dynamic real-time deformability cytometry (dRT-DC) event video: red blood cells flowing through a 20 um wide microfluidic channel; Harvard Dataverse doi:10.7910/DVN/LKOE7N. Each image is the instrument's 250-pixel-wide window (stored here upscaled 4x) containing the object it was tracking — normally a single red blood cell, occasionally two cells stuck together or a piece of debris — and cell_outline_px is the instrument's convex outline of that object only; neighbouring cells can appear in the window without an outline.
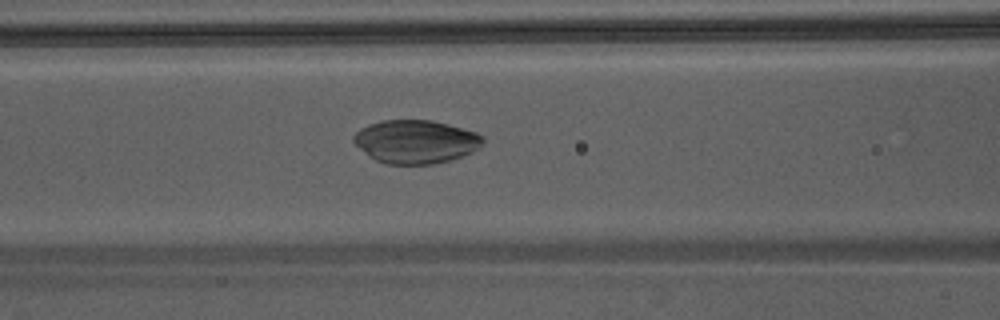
{"species": "Egyptian fruit bat (a non-hibernating species)", "species_latin": "Rousettus aegyptiacus", "temperature_condition": "warm", "stored_images_in_passage": 34, "camera_frame_rate_fps": 3000, "um_per_image_px": 0.085, "animal": {"sex": "male"}, "frame": {"image": 1, "passage_image": 8, "time_ms": 2.333, "image_size_px": [1000, 320], "cell_outline_px": [[484, 140], [480, 148], [472, 152], [448, 160], [432, 164], [384, 164], [368, 156], [352, 140], [352, 136], [360, 128], [368, 124], [380, 120], [432, 120], [448, 124], [476, 132], [484, 136]], "centroid_in_image_um": [35.32, 12.03], "position_along_channel_um": 131.3, "area_um2": 32.77}}
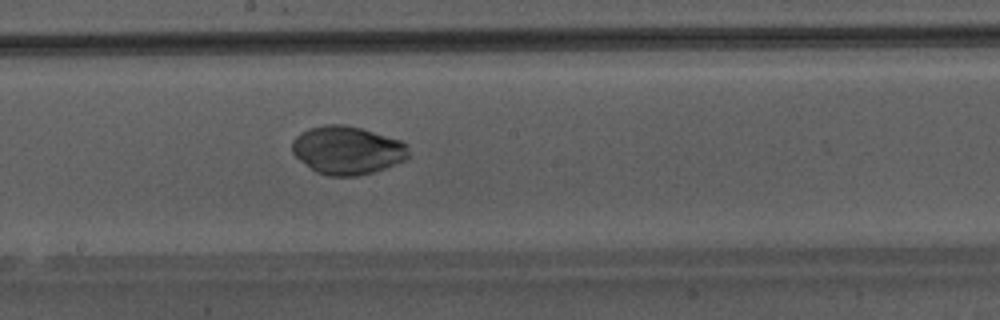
{"frame": {"image": 2, "passage_image": 14, "time_ms": 4.333, "image_size_px": [1000, 320], "cell_outline_px": [[408, 156], [404, 160], [384, 168], [372, 172], [356, 176], [328, 176], [316, 172], [300, 160], [292, 152], [292, 140], [300, 132], [308, 128], [324, 124], [344, 124], [360, 128], [400, 140], [408, 144]], "centroid_in_image_um": [29.49, 12.76], "position_along_channel_um": 218.7, "area_um2": 32.66}}
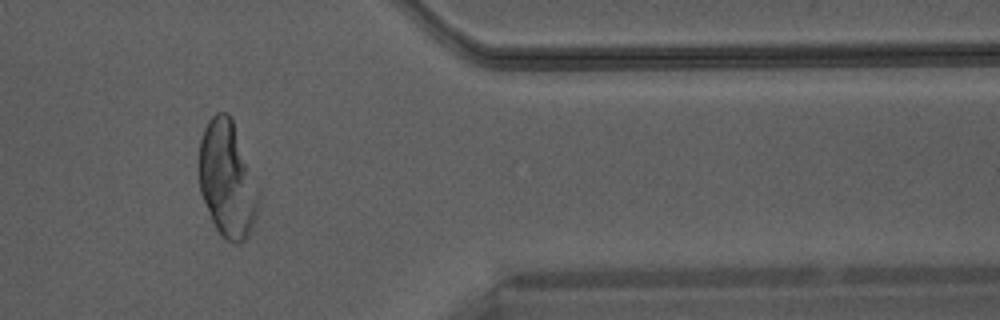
{"frame": {"image": 3, "passage_image": 27, "time_ms": 8.667, "image_size_px": [1000, 320], "cell_outline_px": [[260, 200], [256, 216], [252, 228], [244, 240], [240, 244], [236, 244], [220, 236], [212, 220], [200, 192], [200, 140], [204, 128], [208, 120], [216, 112], [228, 112], [232, 116]], "centroid_in_image_um": [19.3, 15.25], "position_along_channel_um": 392.1, "area_um2": 39.65}}